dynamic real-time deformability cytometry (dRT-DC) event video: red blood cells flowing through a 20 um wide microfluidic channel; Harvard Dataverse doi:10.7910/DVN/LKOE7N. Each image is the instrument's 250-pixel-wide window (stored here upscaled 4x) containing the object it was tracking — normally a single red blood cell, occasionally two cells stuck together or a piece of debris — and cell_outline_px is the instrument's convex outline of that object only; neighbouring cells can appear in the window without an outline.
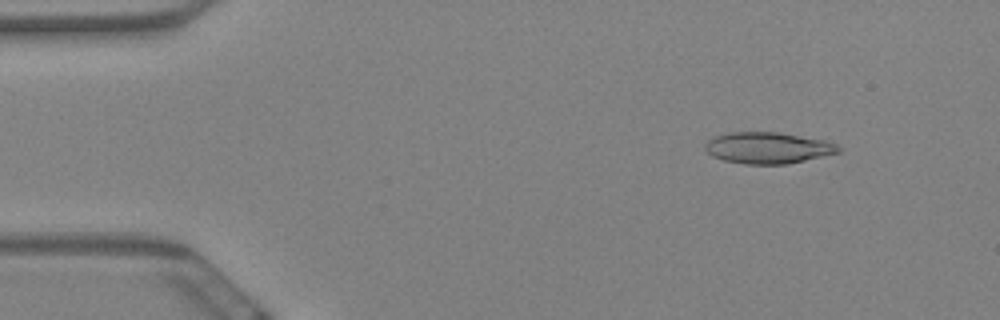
{"species": "Egyptian fruit bat (a non-hibernating species)", "species_latin": "Rousettus aegyptiacus", "temperature_condition": "warm", "stored_images_in_passage": 59, "camera_frame_rate_fps": 3000, "um_per_image_px": 0.085, "animal": {"sex": "female"}, "frame": {"image": 1, "passage_image": 7, "time_ms": 2.0, "image_size_px": [1000, 320], "cell_outline_px": [[840, 152], [788, 164], [744, 164], [724, 160], [712, 156], [704, 148], [704, 144], [712, 136], [728, 132], [776, 132], [824, 140], [836, 144], [840, 148]], "centroid_in_image_um": [65.22, 12.56], "position_along_channel_um": 19.8, "area_um2": 24.33}}
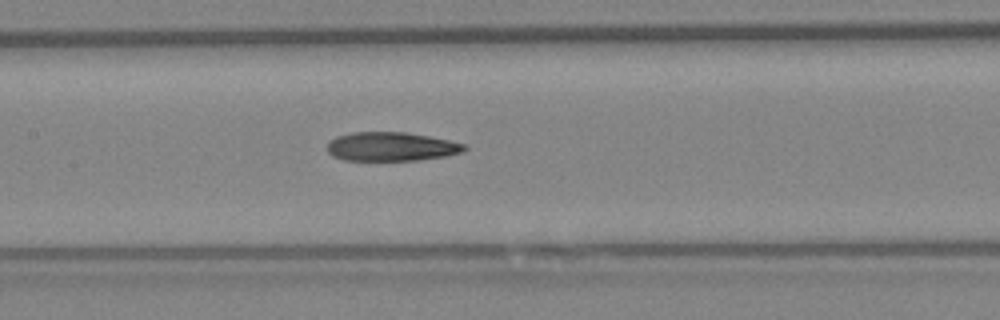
{"frame": {"image": 2, "passage_image": 28, "time_ms": 9.0, "image_size_px": [1000, 320], "cell_outline_px": [[468, 148], [464, 152], [444, 156], [420, 160], [344, 160], [332, 156], [328, 152], [328, 140], [336, 136], [352, 132], [404, 132], [428, 136], [448, 140], [464, 144]], "centroid_in_image_um": [33.23, 12.46], "position_along_channel_um": 174.2, "area_um2": 23.12}}
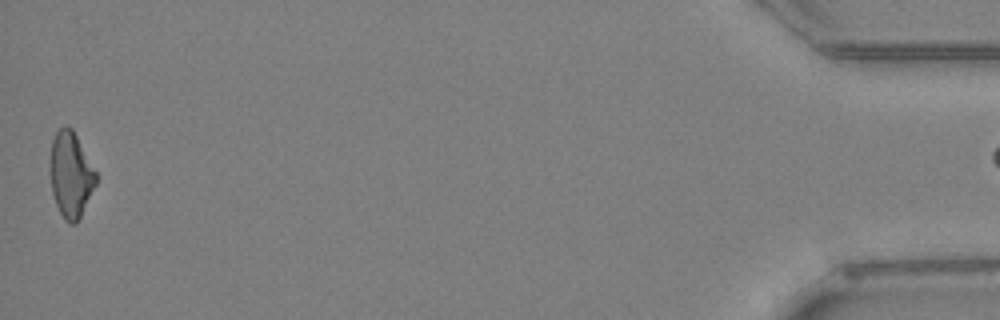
{"frame": {"image": 3, "passage_image": 58, "time_ms": 19.0, "image_size_px": [1000, 320], "cell_outline_px": [[96, 184], [76, 224], [68, 224], [64, 220], [56, 204], [52, 192], [48, 172], [48, 168], [52, 140], [56, 132], [64, 124], [68, 124], [72, 128], [96, 172]], "centroid_in_image_um": [5.97, 14.83], "position_along_channel_um": 429.2, "area_um2": 23.06}}